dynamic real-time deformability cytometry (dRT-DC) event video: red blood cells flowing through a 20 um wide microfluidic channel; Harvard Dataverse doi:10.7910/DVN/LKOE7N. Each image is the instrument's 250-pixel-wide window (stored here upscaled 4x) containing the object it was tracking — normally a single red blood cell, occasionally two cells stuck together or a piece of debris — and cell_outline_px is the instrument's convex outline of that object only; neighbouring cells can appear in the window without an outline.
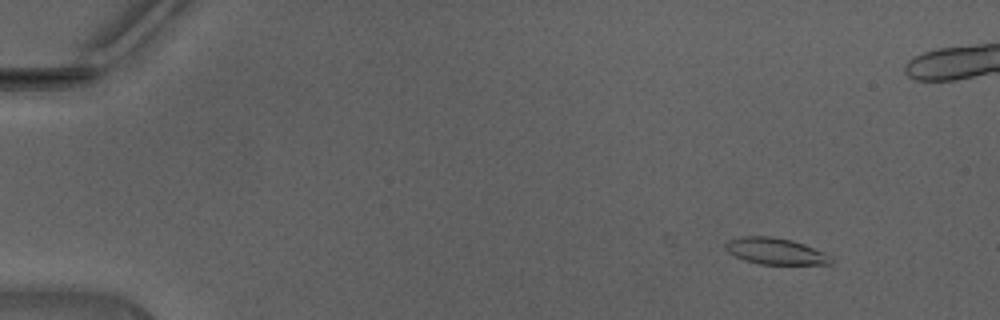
{"species": "Egyptian fruit bat (a non-hibernating species)", "species_latin": "Rousettus aegyptiacus", "temperature_condition": "warm", "stored_images_in_passage": 45, "camera_frame_rate_fps": 3000, "um_per_image_px": 0.085, "animal": {"sex": "male"}, "frame": {"image": 1, "passage_image": 5, "time_ms": 1.333, "image_size_px": [1000, 320], "cell_outline_px": [[832, 264], [760, 264], [744, 260], [728, 252], [724, 248], [724, 244], [728, 240], [740, 236], [772, 236], [792, 240], [804, 244], [824, 252], [832, 256]], "centroid_in_image_um": [65.9, 21.34], "position_along_channel_um": 19.1, "area_um2": 16.36}}
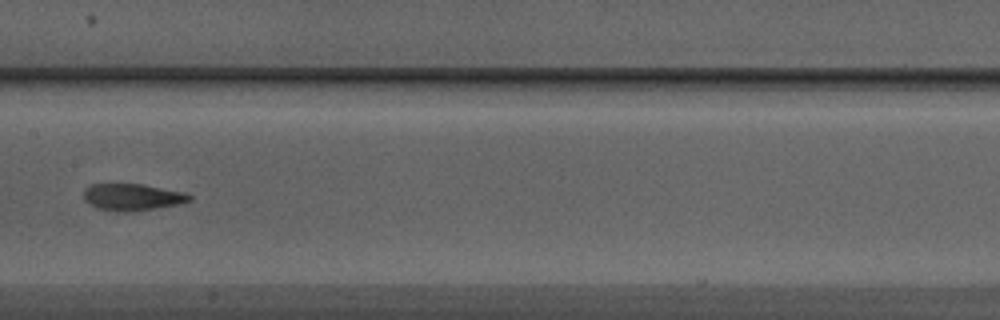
{"frame": {"image": 2, "passage_image": 25, "time_ms": 8.0, "image_size_px": [1000, 320], "cell_outline_px": [[192, 200], [176, 204], [132, 212], [124, 212], [96, 208], [84, 200], [84, 188], [92, 184], [144, 184], [184, 192], [192, 196]], "centroid_in_image_um": [11.23, 16.74], "position_along_channel_um": 196.2, "area_um2": 16.47}}
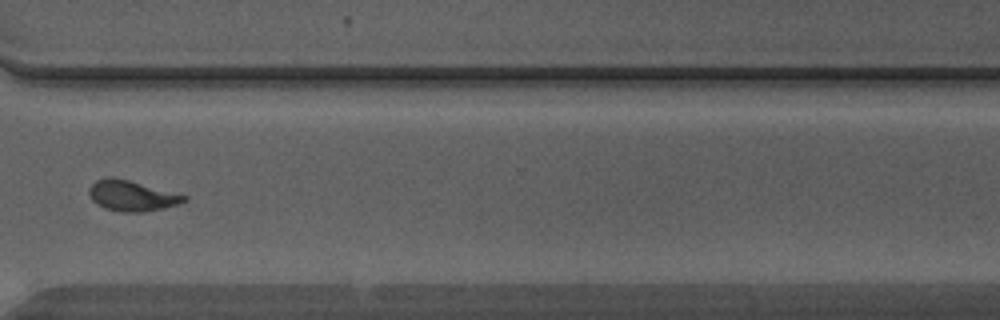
{"frame": {"image": 3, "passage_image": 36, "time_ms": 11.667, "image_size_px": [1000, 320], "cell_outline_px": [[188, 200], [164, 208], [144, 212], [124, 212], [104, 208], [96, 204], [92, 200], [88, 192], [92, 184], [96, 180], [108, 176], [128, 180], [188, 196]], "centroid_in_image_um": [11.18, 16.64], "position_along_channel_um": 359.4, "area_um2": 16.76}, "authors_computed_cell_mechanics": {"area_um2": 16.3574, "velocity_mm_per_s": 4.4505, "shape_relaxation_time_tau1_ms": 10.5626, "shape_relaxation_time_tau2_ms": 1.9153, "deformation_change_tau1": 0.3263, "deformation_change_tau2": 0.0909}}